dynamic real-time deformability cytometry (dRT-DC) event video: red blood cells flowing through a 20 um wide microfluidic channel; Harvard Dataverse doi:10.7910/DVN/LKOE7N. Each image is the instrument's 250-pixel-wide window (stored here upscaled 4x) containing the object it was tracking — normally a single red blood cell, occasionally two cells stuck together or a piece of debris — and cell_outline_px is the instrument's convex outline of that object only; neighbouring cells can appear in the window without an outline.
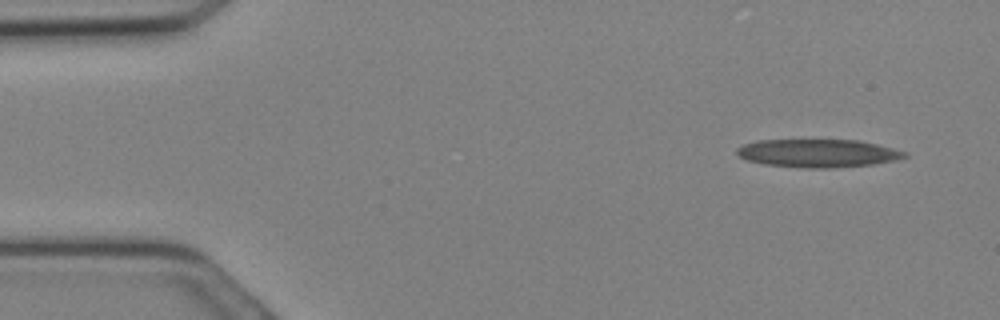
{"species": "Egyptian fruit bat (a non-hibernating species)", "species_latin": "Rousettus aegyptiacus", "temperature_condition": "cold", "stored_images_in_passage": 12, "camera_frame_rate_fps": 3000, "um_per_image_px": 0.085, "animal": {"sex": "female"}, "frame": {"image": 1, "passage_image": 2, "time_ms": 0.333, "image_size_px": [1000, 320], "cell_outline_px": [[908, 156], [896, 160], [872, 164], [832, 168], [804, 168], [764, 164], [748, 160], [740, 156], [736, 152], [736, 148], [744, 144], [756, 140], [860, 140], [908, 152]], "centroid_in_image_um": [69.53, 13.02], "position_along_channel_um": 15.5, "area_um2": 27.46}}
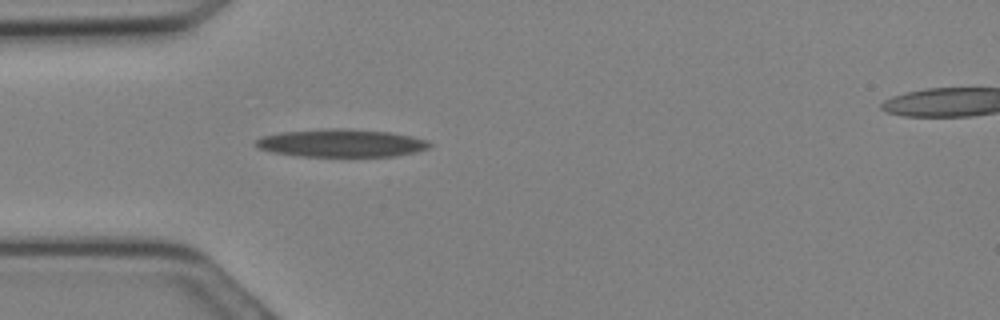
{"frame": {"image": 2, "passage_image": 8, "time_ms": 2.333, "image_size_px": [1000, 320], "cell_outline_px": [[432, 144], [428, 148], [416, 152], [396, 156], [300, 156], [272, 152], [256, 148], [252, 144], [260, 136], [280, 132], [328, 128], [344, 128], [392, 132], [412, 136], [428, 140]], "centroid_in_image_um": [28.98, 12.15], "position_along_channel_um": 56.0, "area_um2": 28.55}}
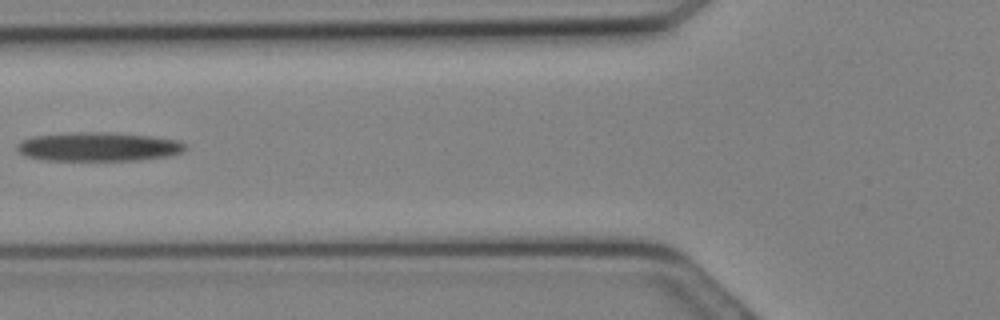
{"frame": {"image": 3, "passage_image": 11, "time_ms": 3.333, "image_size_px": [1000, 320], "cell_outline_px": [[188, 148], [172, 156], [140, 160], [44, 160], [24, 156], [16, 148], [20, 140], [32, 136], [68, 132], [108, 132], [152, 136], [176, 140], [188, 144]], "centroid_in_image_um": [8.37, 12.47], "position_along_channel_um": 117.4, "area_um2": 28.73}}